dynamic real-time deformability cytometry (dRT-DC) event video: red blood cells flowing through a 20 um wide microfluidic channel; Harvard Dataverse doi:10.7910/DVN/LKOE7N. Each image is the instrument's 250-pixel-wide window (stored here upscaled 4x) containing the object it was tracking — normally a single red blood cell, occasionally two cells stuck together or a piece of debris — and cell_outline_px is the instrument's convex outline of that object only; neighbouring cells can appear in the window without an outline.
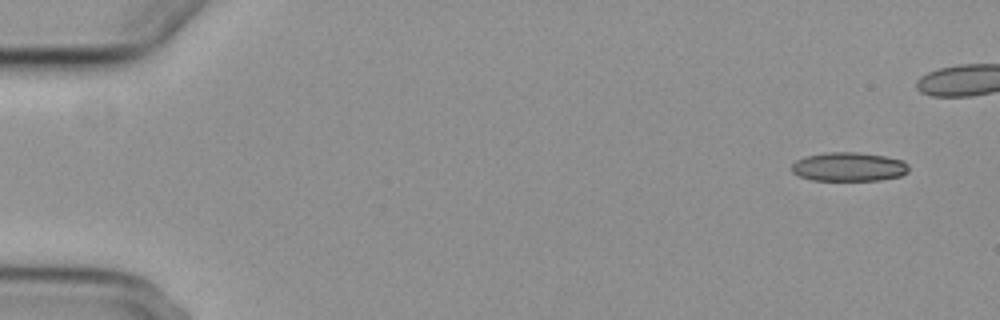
{"species": "common noctule bat (a hibernating species)", "species_latin": "Nyctalus noctula", "temperature_condition": "cold", "stored_images_in_passage": 5, "camera_frame_rate_fps": 3000, "um_per_image_px": 0.085, "animal": {"sex": "female", "body_mass_g": 29.2, "forearm_length_mm": 56.3}, "frame": {"image": 1, "passage_image": 1, "time_ms": 0.0, "image_size_px": [1000, 320], "cell_outline_px": [[908, 172], [900, 176], [880, 180], [812, 180], [800, 176], [792, 172], [792, 164], [796, 160], [804, 156], [824, 152], [860, 152], [884, 156], [904, 160], [908, 164]], "centroid_in_image_um": [72.15, 14.17], "position_along_channel_um": 12.9, "area_um2": 19.88}}